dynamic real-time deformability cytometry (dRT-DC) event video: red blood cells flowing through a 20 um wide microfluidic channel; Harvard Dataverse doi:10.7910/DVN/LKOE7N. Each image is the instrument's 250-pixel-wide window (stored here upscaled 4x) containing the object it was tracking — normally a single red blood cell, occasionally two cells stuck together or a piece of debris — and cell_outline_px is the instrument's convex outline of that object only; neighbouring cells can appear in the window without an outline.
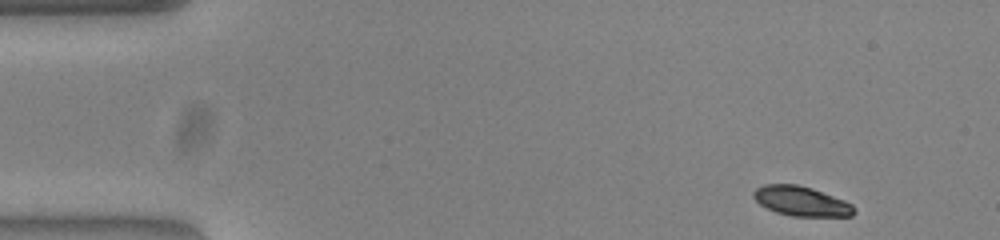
{"species": "common noctule bat (a hibernating species)", "species_latin": "Nyctalus noctula", "temperature_condition": "warm", "stored_images_in_passage": 49, "camera_frame_rate_fps": 3000, "um_per_image_px": 0.085, "animal": {"sex": "female", "body_mass_g": 23.0, "forearm_length_mm": 53.4}, "frame": {"image": 1, "passage_image": 1, "time_ms": 0.0, "image_size_px": [1000, 240], "cell_outline_px": [[856, 212], [852, 216], [792, 216], [776, 212], [760, 204], [752, 196], [752, 192], [756, 188], [764, 184], [796, 184], [812, 188], [844, 200], [852, 204], [856, 208]], "centroid_in_image_um": [68.12, 17.1], "position_along_channel_um": 16.9, "area_um2": 17.4}}
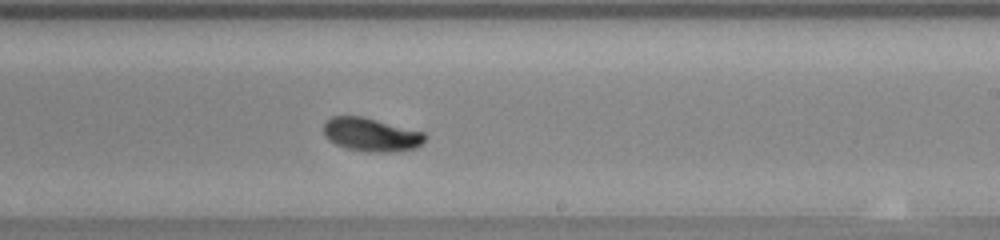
{"frame": {"image": 2, "passage_image": 28, "time_ms": 9.0, "image_size_px": [1000, 240], "cell_outline_px": [[428, 136], [416, 148], [388, 152], [372, 152], [348, 148], [336, 144], [328, 140], [324, 136], [324, 124], [332, 116], [360, 116], [424, 132]], "centroid_in_image_um": [31.54, 11.44], "position_along_channel_um": 257.5, "area_um2": 19.48}}
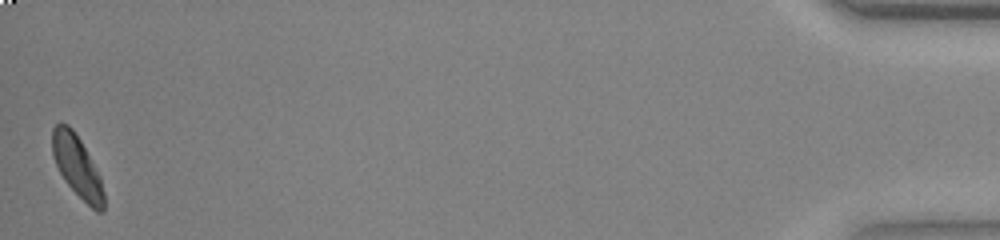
{"frame": {"image": 3, "passage_image": 49, "time_ms": 16.0, "image_size_px": [1000, 240], "cell_outline_px": [[104, 212], [96, 212], [64, 180], [52, 156], [52, 128], [60, 120], [68, 124], [72, 128], [80, 140], [100, 176], [104, 192]], "centroid_in_image_um": [6.54, 14.11], "position_along_channel_um": 428.7, "area_um2": 18.38}, "authors_computed_cell_mechanics": {"area_um2": 19.0162, "velocity_mm_per_s": 3.8339, "shape_relaxation_time_tau1_ms": 2.2323, "shape_relaxation_time_tau2_ms": 2.7908, "deformation_change_tau1": 0.1411, "deformation_change_tau2": 0.0522}}